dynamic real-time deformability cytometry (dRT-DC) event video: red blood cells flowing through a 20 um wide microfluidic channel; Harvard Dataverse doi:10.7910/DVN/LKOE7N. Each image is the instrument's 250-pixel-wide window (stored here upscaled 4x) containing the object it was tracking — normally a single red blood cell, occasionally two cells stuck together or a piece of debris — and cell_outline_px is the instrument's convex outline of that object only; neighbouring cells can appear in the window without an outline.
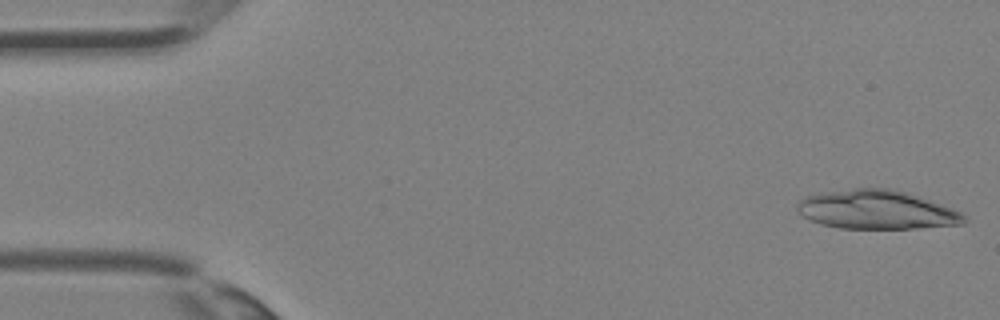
{"species": "Egyptian fruit bat (a non-hibernating species)", "species_latin": "Rousettus aegyptiacus", "temperature_condition": "room temperature", "stored_images_in_passage": 35, "segment_of_instrument_passage": [1, 2], "camera_frame_rate_fps": 3000, "um_per_image_px": 0.085, "animal": {"sex": "female"}, "frame": {"image": 1, "passage_image": 1, "time_ms": 0.0, "image_size_px": [1000, 320], "cell_outline_px": [[968, 220], [964, 224], [920, 228], [840, 228], [820, 224], [804, 216], [796, 208], [796, 200], [808, 196], [824, 192], [856, 188], [892, 188], [920, 196], [952, 208], [960, 212]], "centroid_in_image_um": [74.53, 17.82], "position_along_channel_um": 10.5, "area_um2": 37.8}}